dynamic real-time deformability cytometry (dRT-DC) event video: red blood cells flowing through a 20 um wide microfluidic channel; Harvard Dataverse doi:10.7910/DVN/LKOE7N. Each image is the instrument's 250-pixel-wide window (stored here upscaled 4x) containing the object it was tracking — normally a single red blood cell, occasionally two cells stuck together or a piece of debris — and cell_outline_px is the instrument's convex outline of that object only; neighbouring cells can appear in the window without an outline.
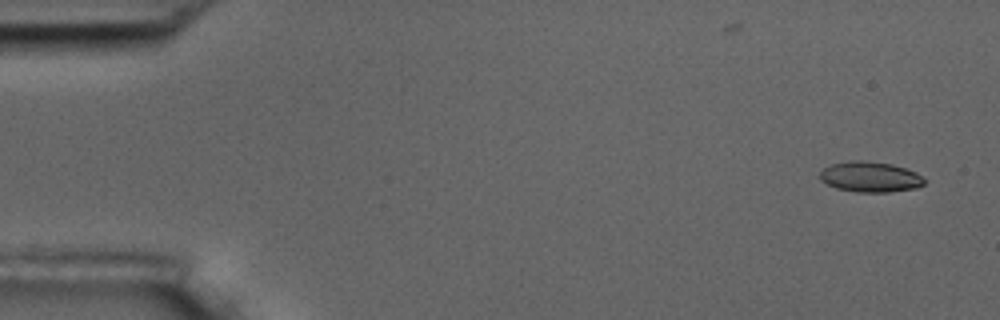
{"species": "common noctule bat (a hibernating species)", "species_latin": "Nyctalus noctula", "temperature_condition": "room temperature", "stored_images_in_passage": 5, "camera_frame_rate_fps": 3000, "um_per_image_px": 0.085, "animal": {"sex": "male", "body_mass_g": 17.5, "forearm_length_mm": 52.3}, "frame": {"image": 1, "passage_image": 1, "time_ms": 0.0, "image_size_px": [1000, 320], "cell_outline_px": [[928, 180], [924, 184], [916, 188], [888, 192], [856, 192], [836, 188], [820, 180], [820, 172], [824, 168], [832, 164], [848, 160], [864, 160], [892, 164], [916, 172], [924, 176]], "centroid_in_image_um": [74.0, 15.03], "position_along_channel_um": 11.0, "area_um2": 18.73}}